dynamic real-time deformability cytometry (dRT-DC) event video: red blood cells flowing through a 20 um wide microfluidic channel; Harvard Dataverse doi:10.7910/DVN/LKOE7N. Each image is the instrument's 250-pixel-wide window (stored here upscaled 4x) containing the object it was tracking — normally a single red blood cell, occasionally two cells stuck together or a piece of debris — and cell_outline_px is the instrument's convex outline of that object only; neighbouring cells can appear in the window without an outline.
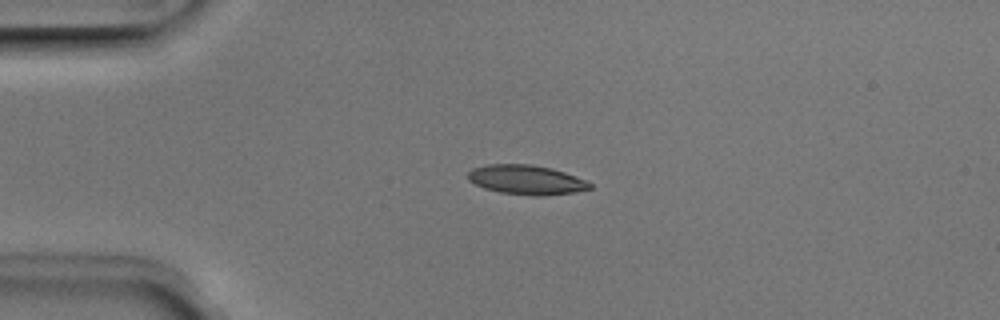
{"species": "Egyptian fruit bat (a non-hibernating species)", "species_latin": "Rousettus aegyptiacus", "temperature_condition": "room temperature", "stored_images_in_passage": 3, "camera_frame_rate_fps": 3000, "um_per_image_px": 0.085, "animal": {"sex": "male"}, "frame": {"image": 1, "passage_image": 2, "time_ms": 0.333, "image_size_px": [1000, 320], "cell_outline_px": [[592, 188], [576, 192], [544, 196], [532, 196], [500, 192], [484, 188], [468, 180], [468, 172], [472, 168], [488, 164], [532, 164], [552, 168], [564, 172], [584, 180], [592, 184]], "centroid_in_image_um": [44.73, 15.28], "position_along_channel_um": 40.3, "area_um2": 20.98}}